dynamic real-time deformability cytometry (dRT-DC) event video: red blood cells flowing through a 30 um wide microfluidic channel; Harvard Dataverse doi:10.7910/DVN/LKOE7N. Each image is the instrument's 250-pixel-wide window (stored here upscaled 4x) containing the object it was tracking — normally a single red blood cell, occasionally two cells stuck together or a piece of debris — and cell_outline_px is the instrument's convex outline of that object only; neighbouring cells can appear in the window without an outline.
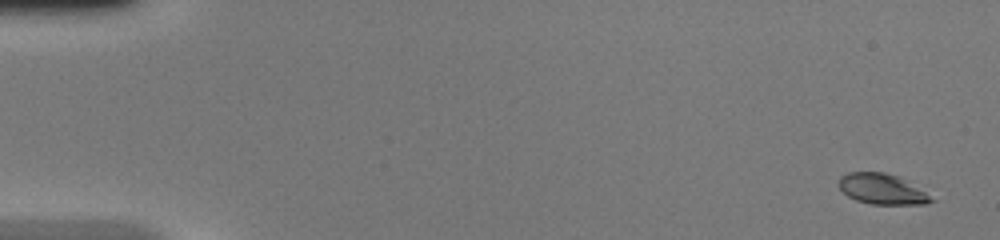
{"species": "common noctule bat (a hibernating species)", "species_latin": "Nyctalus noctula", "temperature_condition": "warm", "stored_images_in_passage": 48, "camera_frame_rate_fps": 3000, "um_per_image_px": 0.085, "animal": {"sex": "female", "body_mass_g": 20.0, "forearm_length_mm": 54.0}, "frame": {"image": 1, "passage_image": 1, "time_ms": 0.0, "image_size_px": [1000, 240], "cell_outline_px": [[936, 200], [924, 204], [872, 204], [856, 200], [848, 196], [840, 188], [840, 176], [848, 172], [884, 172], [900, 176]], "centroid_in_image_um": [74.97, 16.06], "position_along_channel_um": 10.0, "area_um2": 16.24}}
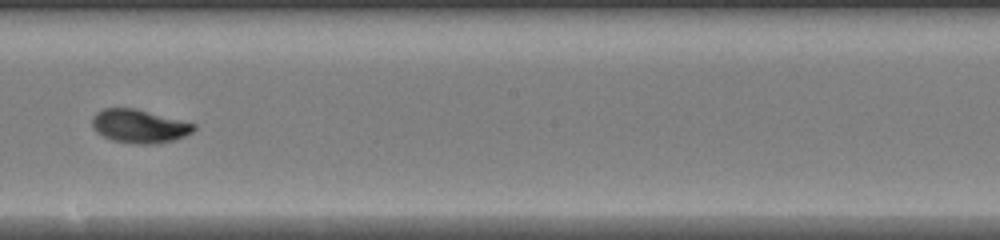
{"frame": {"image": 2, "passage_image": 28, "time_ms": 9.0, "image_size_px": [1000, 240], "cell_outline_px": [[196, 128], [192, 132], [184, 136], [172, 140], [156, 144], [132, 144], [112, 140], [96, 132], [92, 128], [92, 116], [96, 112], [104, 108], [136, 108], [196, 124]], "centroid_in_image_um": [11.81, 10.72], "position_along_channel_um": 236.4, "area_um2": 19.94}}
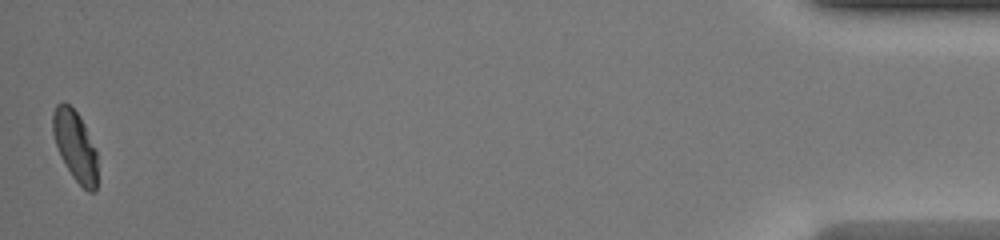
{"frame": {"image": 3, "passage_image": 48, "time_ms": 15.667, "image_size_px": [1000, 240], "cell_outline_px": [[96, 192], [88, 192], [72, 176], [60, 156], [52, 132], [52, 112], [56, 104], [68, 104], [80, 116], [96, 148]], "centroid_in_image_um": [6.38, 12.39], "position_along_channel_um": 428.8, "area_um2": 18.15}, "authors_computed_cell_mechanics": {"area_um2": 18.9295, "velocity_mm_per_s": 4.2398, "shape_relaxation_time_tau1_ms": 3.8149, "shape_relaxation_time_tau2_ms": 1.0702, "deformation_change_tau1": 0.1892, "deformation_change_tau2": 0.0418}}